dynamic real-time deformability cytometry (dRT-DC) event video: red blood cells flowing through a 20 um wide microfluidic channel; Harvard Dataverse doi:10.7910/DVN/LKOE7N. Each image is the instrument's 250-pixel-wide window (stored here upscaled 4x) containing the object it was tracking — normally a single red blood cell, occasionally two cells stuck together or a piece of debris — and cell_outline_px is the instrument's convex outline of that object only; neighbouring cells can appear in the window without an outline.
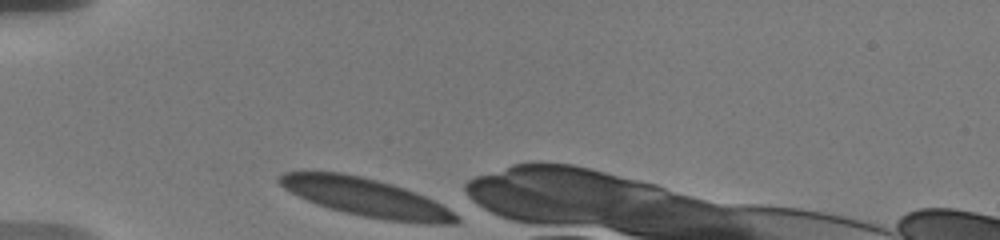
{"species": "human", "species_latin": "Homo sapiens", "temperature_condition": "warm", "stored_images_in_passage": 36, "camera_frame_rate_fps": 3000, "um_per_image_px": 0.085, "donor": {"sex": "male"}, "frame": {"image": 1, "passage_image": 1, "time_ms": 0.0, "image_size_px": [1000, 240], "cell_outline_px": [[460, 220], [456, 224], [428, 224], [384, 220], [344, 212], [328, 208], [316, 204], [284, 188], [276, 180], [284, 172], [340, 172], [360, 176], [392, 184], [416, 192], [448, 208]], "centroid_in_image_um": [31.14, 16.79], "position_along_channel_um": 53.9, "area_um2": 38.9}}
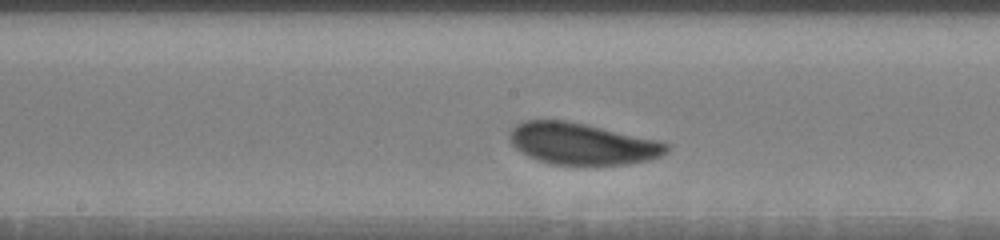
{"frame": {"image": 2, "passage_image": 15, "time_ms": 4.667, "image_size_px": [1000, 240], "cell_outline_px": [[668, 148], [660, 156], [648, 160], [628, 164], [548, 164], [536, 160], [520, 152], [512, 144], [512, 128], [516, 124], [524, 120], [568, 120], [660, 140], [668, 144]], "centroid_in_image_um": [49.48, 12.21], "position_along_channel_um": 198.7, "area_um2": 37.86}}
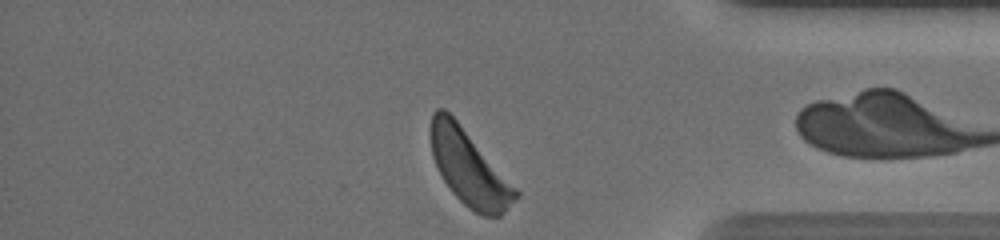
{"frame": {"image": 3, "passage_image": 35, "time_ms": 10.667, "image_size_px": [1000, 240], "cell_outline_px": [[520, 196], [500, 216], [480, 216], [468, 208], [452, 192], [444, 180], [432, 156], [428, 132], [432, 112], [436, 108], [444, 108], [456, 120], [520, 192]], "centroid_in_image_um": [39.84, 14.27], "position_along_channel_um": 395.4, "area_um2": 36.99}}